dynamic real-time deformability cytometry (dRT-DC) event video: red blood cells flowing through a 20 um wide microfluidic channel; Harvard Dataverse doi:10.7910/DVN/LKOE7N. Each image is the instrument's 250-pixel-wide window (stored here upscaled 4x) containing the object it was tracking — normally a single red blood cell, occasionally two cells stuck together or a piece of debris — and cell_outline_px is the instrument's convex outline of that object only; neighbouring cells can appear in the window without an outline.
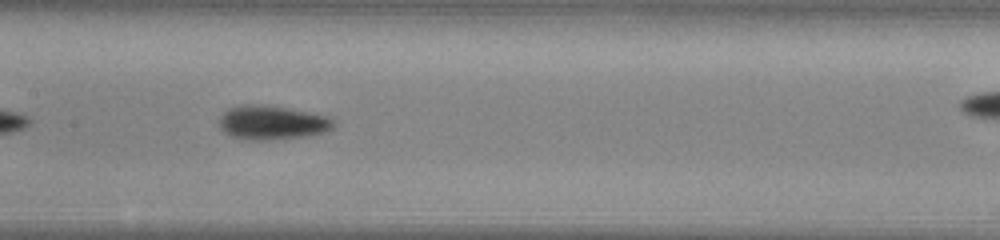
{"species": "common noctule bat (a hibernating species)", "species_latin": "Nyctalus noctula", "temperature_condition": "warm", "stored_images_in_passage": 35, "camera_frame_rate_fps": 3000, "um_per_image_px": 0.085, "animal": {"sex": "male", "body_mass_g": 13.0, "forearm_length_mm": 53.1}, "frame": {"image": 1, "passage_image": 11, "time_ms": 3.333, "image_size_px": [1000, 240], "cell_outline_px": [[336, 124], [328, 132], [308, 136], [272, 140], [248, 140], [228, 136], [220, 128], [220, 116], [228, 108], [244, 104], [260, 104], [308, 112], [328, 116], [336, 120]], "centroid_in_image_um": [23.14, 10.44], "position_along_channel_um": 184.3, "area_um2": 23.0}}
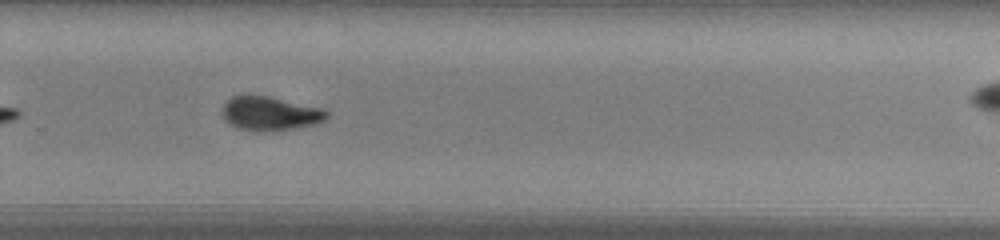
{"frame": {"image": 2, "passage_image": 20, "time_ms": 6.333, "image_size_px": [1000, 240], "cell_outline_px": [[328, 116], [324, 120], [316, 124], [296, 128], [272, 132], [256, 132], [236, 128], [228, 124], [224, 120], [220, 112], [224, 104], [232, 96], [240, 92], [248, 92], [268, 96], [324, 108], [328, 112]], "centroid_in_image_um": [22.88, 9.63], "position_along_channel_um": 306.9, "area_um2": 21.73}, "authors_computed_cell_mechanics": {"area_um2": 21.1548, "velocity_mm_per_s": 4.1027, "shape_relaxation_time_tau1_ms": 2.4725, "shape_relaxation_time_tau2_ms": 2.9765, "deformation_change_tau1": 0.1339, "deformation_change_tau2": 0.0778}}